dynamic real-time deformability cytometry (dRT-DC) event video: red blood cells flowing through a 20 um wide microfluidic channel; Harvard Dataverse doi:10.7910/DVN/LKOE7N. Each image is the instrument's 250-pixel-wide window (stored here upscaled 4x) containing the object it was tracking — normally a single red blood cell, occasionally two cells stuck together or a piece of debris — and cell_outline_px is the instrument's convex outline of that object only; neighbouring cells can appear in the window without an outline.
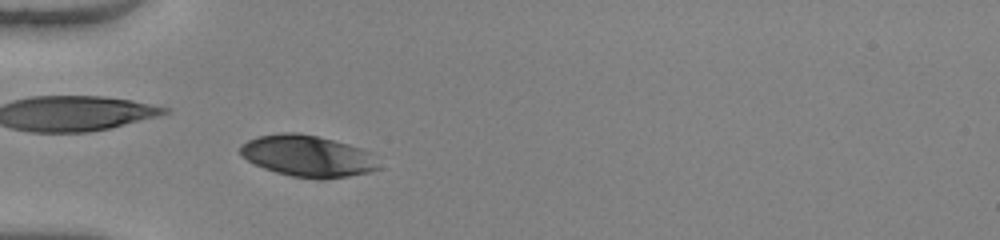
{"species": "human", "species_latin": "Homo sapiens", "temperature_condition": "warm", "stored_images_in_passage": 43, "camera_frame_rate_fps": 3000, "um_per_image_px": 0.085, "donor": {"sex": "female"}, "frame": {"image": 1, "passage_image": 9, "time_ms": 2.667, "image_size_px": [1000, 240], "cell_outline_px": [[380, 168], [372, 172], [324, 180], [316, 180], [292, 176], [276, 172], [264, 168], [240, 156], [240, 144], [256, 136], [280, 132], [296, 132], [316, 136], [348, 144], [372, 152]], "centroid_in_image_um": [26.15, 13.27], "position_along_channel_um": 58.9, "area_um2": 33.76}}
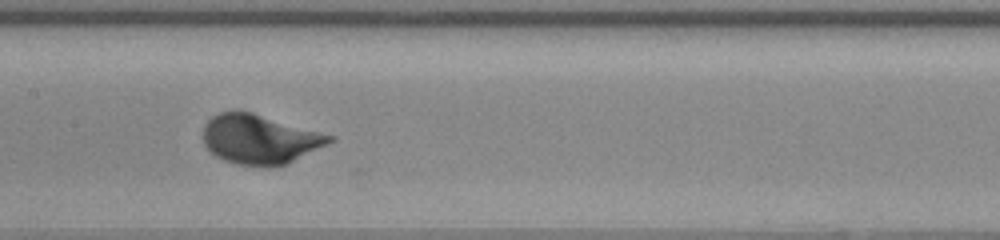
{"frame": {"image": 2, "passage_image": 19, "time_ms": 6.0, "image_size_px": [1000, 240], "cell_outline_px": [[336, 140], [288, 164], [272, 168], [264, 168], [232, 164], [216, 156], [204, 144], [204, 124], [212, 116], [220, 112], [252, 112], [336, 136]], "centroid_in_image_um": [22.12, 11.87], "position_along_channel_um": 185.3, "area_um2": 36.82}}
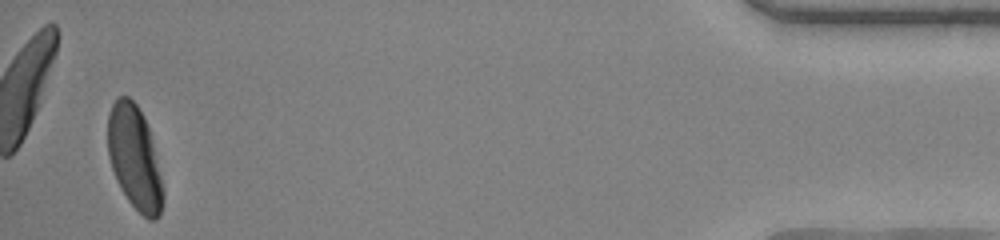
{"frame": {"image": 3, "passage_image": 42, "time_ms": 13.667, "image_size_px": [1000, 240], "cell_outline_px": [[164, 200], [160, 216], [156, 220], [148, 220], [128, 200], [120, 188], [116, 180], [108, 156], [108, 116], [112, 104], [120, 96], [128, 96], [136, 104], [144, 116], [152, 140], [164, 188]], "centroid_in_image_um": [11.45, 13.44], "position_along_channel_um": 423.7, "area_um2": 33.35}, "authors_computed_cell_mechanics": {"area_um2": 34.0442, "velocity_mm_per_s": 4.0607, "shape_relaxation_time_tau1_ms": 1.8537, "shape_relaxation_time_tau2_ms": null, "deformation_change_tau1": 0.1553, "deformation_change_tau2": null}}